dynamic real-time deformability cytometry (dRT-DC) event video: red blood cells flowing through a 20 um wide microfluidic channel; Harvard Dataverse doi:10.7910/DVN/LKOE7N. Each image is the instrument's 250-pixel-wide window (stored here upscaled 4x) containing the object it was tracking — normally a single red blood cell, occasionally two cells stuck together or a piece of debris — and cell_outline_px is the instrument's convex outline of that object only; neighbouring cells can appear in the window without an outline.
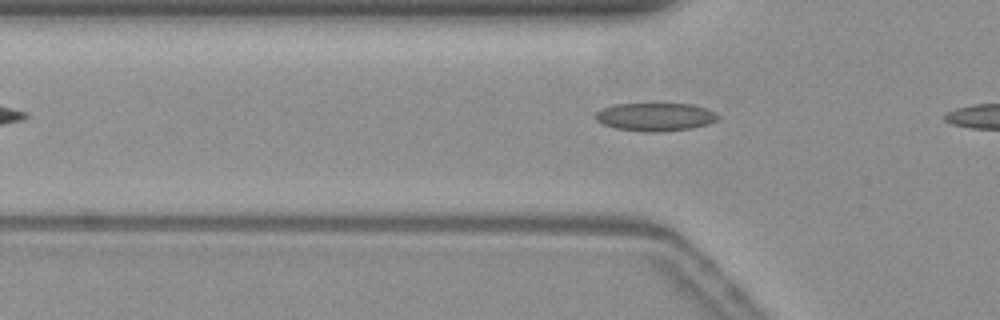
{"species": "common noctule bat (a hibernating species)", "species_latin": "Nyctalus noctula", "temperature_condition": "warm", "stored_images_in_passage": 5, "camera_frame_rate_fps": 3000, "um_per_image_px": 0.085, "animal": {"sex": "female", "body_mass_g": 19.3, "forearm_length_mm": 54.1}, "frame": {"image": 1, "passage_image": 2, "time_ms": 0.333, "image_size_px": [1000, 320], "cell_outline_px": [[720, 116], [716, 120], [708, 124], [692, 128], [656, 132], [644, 132], [616, 128], [604, 124], [596, 120], [596, 112], [600, 108], [616, 104], [692, 104], [716, 112]], "centroid_in_image_um": [55.7, 9.93], "position_along_channel_um": 70.1, "area_um2": 20.0}}